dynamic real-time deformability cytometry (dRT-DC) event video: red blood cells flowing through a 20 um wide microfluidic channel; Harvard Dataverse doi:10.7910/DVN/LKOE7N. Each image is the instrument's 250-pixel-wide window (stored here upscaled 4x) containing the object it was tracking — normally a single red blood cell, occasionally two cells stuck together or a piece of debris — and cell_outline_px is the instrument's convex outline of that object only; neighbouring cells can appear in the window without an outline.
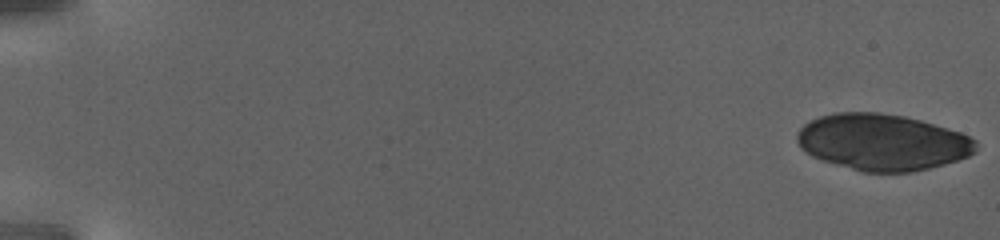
{"species": "human", "species_latin": "Homo sapiens", "temperature_condition": "warm", "stored_images_in_passage": 39, "camera_frame_rate_fps": 3000, "um_per_image_px": 0.085, "donor": {"sex": "female"}, "frame": {"image": 1, "passage_image": 1, "time_ms": 0.0, "image_size_px": [1000, 240], "cell_outline_px": [[976, 152], [968, 156], [944, 164], [912, 172], [864, 172], [836, 164], [812, 156], [800, 148], [796, 140], [796, 136], [800, 128], [804, 124], [820, 116], [836, 112], [880, 112], [904, 116], [920, 120], [960, 132], [976, 140]], "centroid_in_image_um": [74.99, 12.08], "position_along_channel_um": 10.0, "area_um2": 58.55}}
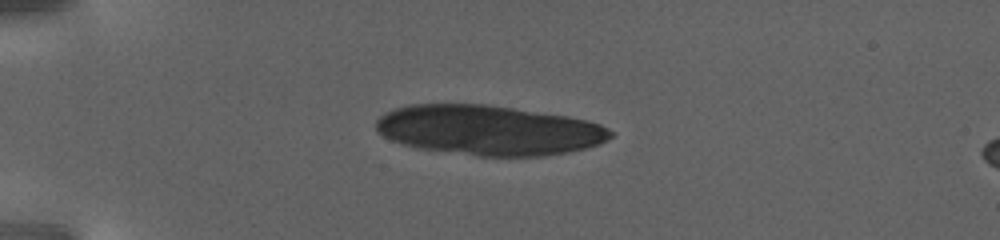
{"frame": {"image": 2, "passage_image": 27, "time_ms": 8.667, "image_size_px": [1000, 240], "cell_outline_px": [[612, 136], [600, 144], [568, 152], [544, 156], [476, 156], [420, 148], [404, 144], [392, 140], [376, 132], [376, 120], [384, 112], [392, 108], [408, 104], [484, 104], [568, 116], [600, 124], [608, 128], [612, 132]], "centroid_in_image_um": [41.51, 11.06], "position_along_channel_um": 43.5, "area_um2": 68.15}}